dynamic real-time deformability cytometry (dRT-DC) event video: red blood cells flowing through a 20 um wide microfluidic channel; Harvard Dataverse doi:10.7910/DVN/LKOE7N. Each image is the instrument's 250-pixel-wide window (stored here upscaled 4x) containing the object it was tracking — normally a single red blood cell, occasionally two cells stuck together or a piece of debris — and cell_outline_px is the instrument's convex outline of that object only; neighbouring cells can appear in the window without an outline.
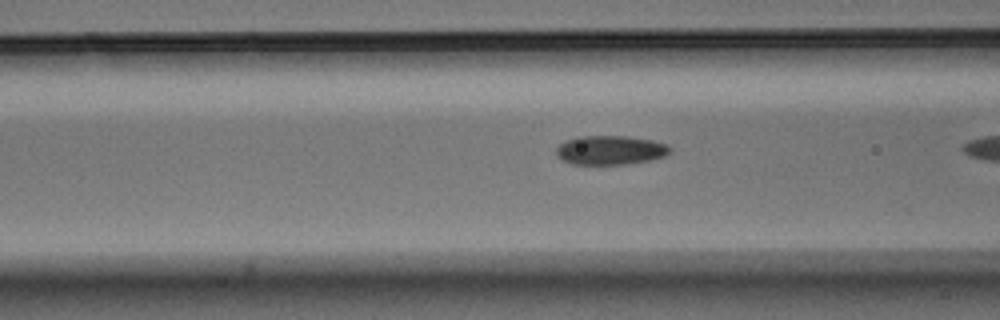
{"species": "Egyptian fruit bat (a non-hibernating species)", "species_latin": "Rousettus aegyptiacus", "temperature_condition": "warm", "stored_images_in_passage": 19, "segment_of_instrument_passage": [2, 2], "camera_frame_rate_fps": 3000, "um_per_image_px": 0.085, "animal": {"sex": "male"}, "frame": {"image": 1, "passage_image": 18, "time_ms": 5.667, "image_size_px": [1000, 320], "cell_outline_px": [[672, 152], [664, 156], [652, 160], [624, 164], [572, 164], [556, 156], [556, 148], [564, 140], [576, 136], [628, 136], [652, 140], [668, 144], [672, 148]], "centroid_in_image_um": [51.9, 12.75], "position_along_channel_um": 114.7, "area_um2": 19.54}}